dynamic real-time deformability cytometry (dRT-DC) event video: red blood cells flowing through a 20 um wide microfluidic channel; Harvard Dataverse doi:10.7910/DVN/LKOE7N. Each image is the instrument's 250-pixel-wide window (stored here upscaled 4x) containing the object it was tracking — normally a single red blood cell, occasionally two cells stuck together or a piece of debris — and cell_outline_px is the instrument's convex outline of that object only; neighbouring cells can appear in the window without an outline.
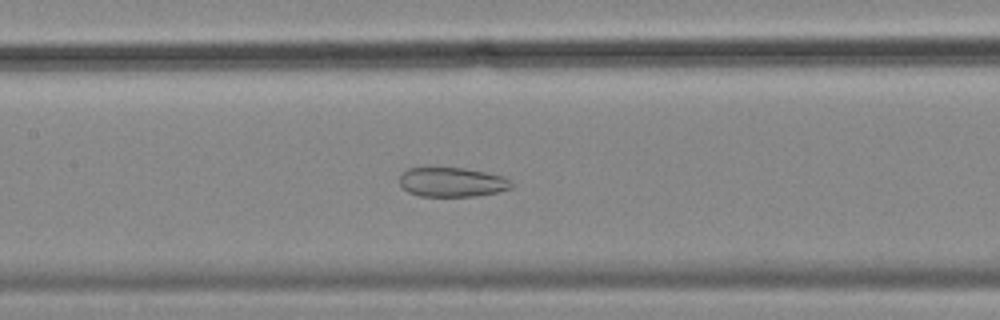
{"species": "common noctule bat (a hibernating species)", "species_latin": "Nyctalus noctula", "temperature_condition": "cold", "stored_images_in_passage": 55, "camera_frame_rate_fps": 3000, "um_per_image_px": 0.085, "animal": {"sex": "female", "body_mass_g": 18.4}, "frame": {"image": 1, "passage_image": 25, "time_ms": 8.0, "image_size_px": [1000, 320], "cell_outline_px": [[516, 184], [512, 188], [496, 192], [476, 196], [420, 196], [408, 192], [400, 184], [400, 176], [408, 168], [424, 164], [464, 168], [504, 176]], "centroid_in_image_um": [38.4, 15.43], "position_along_channel_um": 169.0, "area_um2": 19.94}}
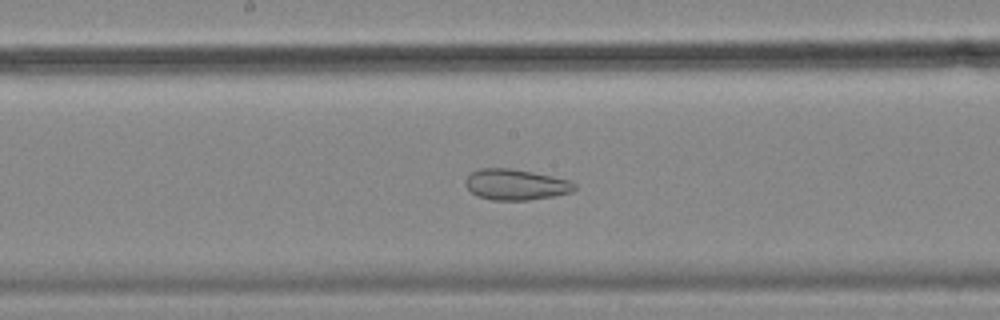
{"frame": {"image": 2, "passage_image": 28, "time_ms": 9.0, "image_size_px": [1000, 320], "cell_outline_px": [[576, 188], [568, 192], [552, 196], [528, 200], [492, 200], [476, 196], [464, 184], [464, 180], [472, 172], [480, 168], [512, 168], [572, 180], [576, 184]], "centroid_in_image_um": [43.81, 15.68], "position_along_channel_um": 204.4, "area_um2": 19.59}}
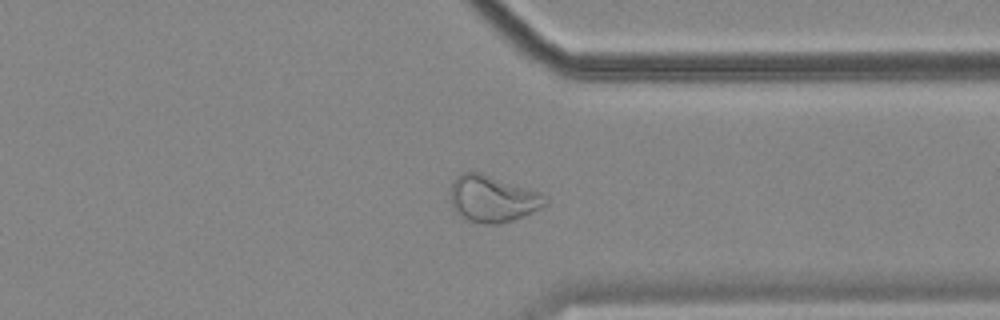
{"frame": {"image": 3, "passage_image": 42, "time_ms": 13.667, "image_size_px": [1000, 320], "cell_outline_px": [[548, 204], [540, 208], [512, 220], [496, 224], [484, 224], [468, 220], [460, 216], [456, 212], [452, 204], [452, 184], [464, 172], [480, 172], [540, 192], [548, 200]], "centroid_in_image_um": [41.9, 16.9], "position_along_channel_um": 369.5, "area_um2": 25.2}, "authors_computed_cell_mechanics": {"area_um2": 28.033, "velocity_mm_per_s": 3.5582, "shape_relaxation_time_tau1_ms": null, "shape_relaxation_time_tau2_ms": 2.0386, "deformation_change_tau1": null, "deformation_change_tau2": 0.0829}}